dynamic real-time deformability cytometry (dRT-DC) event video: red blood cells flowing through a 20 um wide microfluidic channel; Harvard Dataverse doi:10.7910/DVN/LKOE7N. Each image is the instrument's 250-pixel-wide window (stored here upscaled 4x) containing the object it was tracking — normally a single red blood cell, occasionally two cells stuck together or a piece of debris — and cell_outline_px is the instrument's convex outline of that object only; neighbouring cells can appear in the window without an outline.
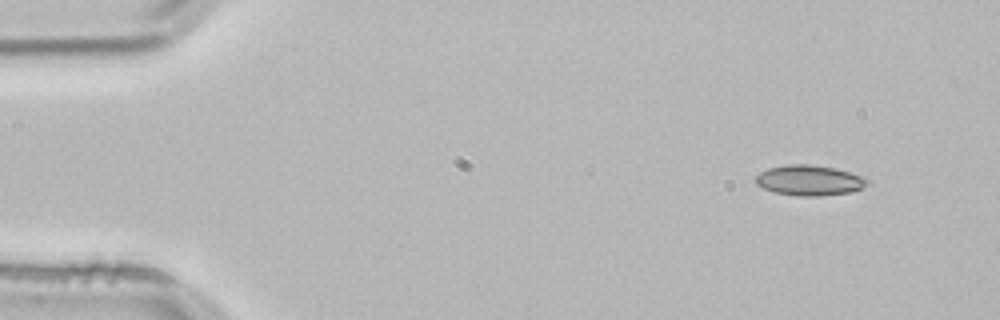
{"species": "common noctule bat (a hibernating species)", "species_latin": "Nyctalus noctula", "temperature_condition": "room temperature", "stored_images_in_passage": 3, "camera_frame_rate_fps": 3000, "um_per_image_px": 0.085, "animal": {"sex": "male", "body_mass_g": 21.5, "forearm_length_mm": 52.0}, "frame": {"image": 1, "passage_image": 1, "time_ms": 0.0, "image_size_px": [1000, 320], "cell_outline_px": [[872, 180], [864, 188], [852, 192], [820, 196], [800, 196], [776, 192], [764, 188], [756, 184], [756, 176], [760, 172], [768, 168], [788, 164], [808, 164], [832, 168], [868, 176]], "centroid_in_image_um": [68.89, 15.33], "position_along_channel_um": 16.1, "area_um2": 19.94}}
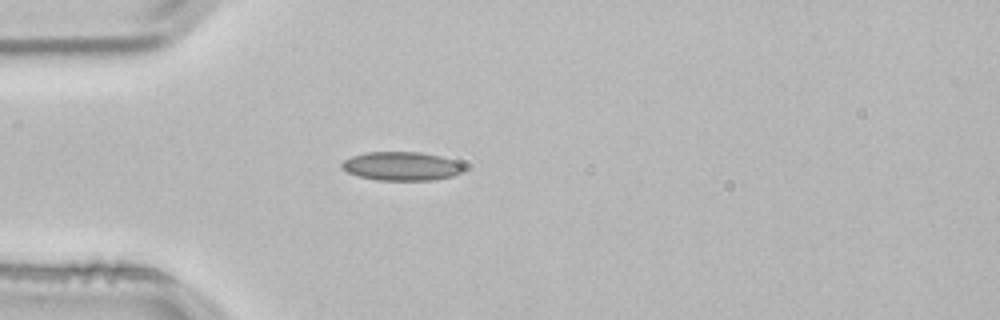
{"frame": {"image": 2, "passage_image": 3, "time_ms": 0.667, "image_size_px": [1000, 320], "cell_outline_px": [[464, 168], [460, 172], [452, 176], [436, 180], [376, 180], [360, 176], [348, 172], [340, 164], [344, 160], [352, 156], [364, 152], [420, 152], [440, 156], [452, 160], [460, 164]], "centroid_in_image_um": [34.1, 14.12], "position_along_channel_um": 50.9, "area_um2": 20.17}}